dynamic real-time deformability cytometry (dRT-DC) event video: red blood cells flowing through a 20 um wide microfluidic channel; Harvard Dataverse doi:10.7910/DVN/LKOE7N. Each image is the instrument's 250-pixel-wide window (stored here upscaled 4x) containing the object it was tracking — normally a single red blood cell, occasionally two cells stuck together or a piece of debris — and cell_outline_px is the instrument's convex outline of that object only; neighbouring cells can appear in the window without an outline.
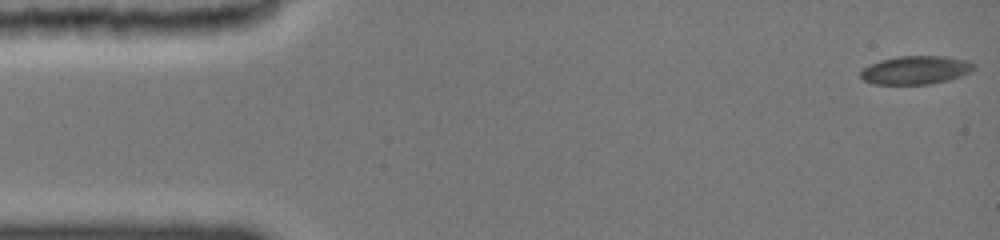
{"species": "common noctule bat (a hibernating species)", "species_latin": "Nyctalus noctula", "temperature_condition": "cold", "stored_images_in_passage": 75, "camera_frame_rate_fps": 3000, "um_per_image_px": 0.085, "animal": {"sex": "female", "body_mass_g": 19.0, "forearm_length_mm": 51.5}, "frame": {"image": 1, "passage_image": 1, "time_ms": 0.0, "image_size_px": [1000, 240], "cell_outline_px": [[976, 68], [972, 72], [948, 80], [928, 84], [872, 84], [864, 80], [860, 76], [860, 72], [868, 64], [880, 60], [900, 56], [948, 56], [968, 60], [976, 64]], "centroid_in_image_um": [77.87, 5.95], "position_along_channel_um": 7.1, "area_um2": 18.96}}
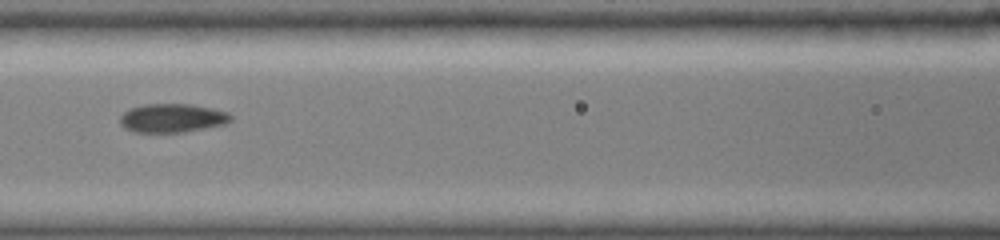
{"frame": {"image": 2, "passage_image": 48, "time_ms": 6.667, "image_size_px": [1000, 240], "cell_outline_px": [[232, 120], [224, 124], [176, 132], [136, 132], [120, 124], [120, 116], [128, 108], [144, 104], [192, 104], [224, 112], [232, 116]], "centroid_in_image_um": [14.57, 10.02], "position_along_channel_um": 152.0, "area_um2": 18.03}}
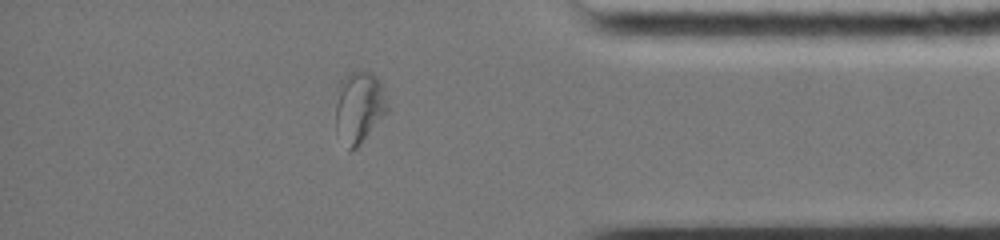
{"frame": {"image": 3, "passage_image": 68, "time_ms": 13.333, "image_size_px": [1000, 240], "cell_outline_px": [[388, 112], [360, 144], [356, 148], [348, 152], [336, 136], [336, 88], [340, 80], [348, 72], [368, 72], [376, 76], [380, 80], [388, 104]], "centroid_in_image_um": [30.49, 9.15], "position_along_channel_um": 404.7, "area_um2": 22.2}, "authors_computed_cell_mechanics": {"area_um2": 18.496, "velocity_mm_per_s": 3.9937, "shape_relaxation_time_tau1_ms": null, "shape_relaxation_time_tau2_ms": 1.2372, "deformation_change_tau1": null, "deformation_change_tau2": 0.055}}